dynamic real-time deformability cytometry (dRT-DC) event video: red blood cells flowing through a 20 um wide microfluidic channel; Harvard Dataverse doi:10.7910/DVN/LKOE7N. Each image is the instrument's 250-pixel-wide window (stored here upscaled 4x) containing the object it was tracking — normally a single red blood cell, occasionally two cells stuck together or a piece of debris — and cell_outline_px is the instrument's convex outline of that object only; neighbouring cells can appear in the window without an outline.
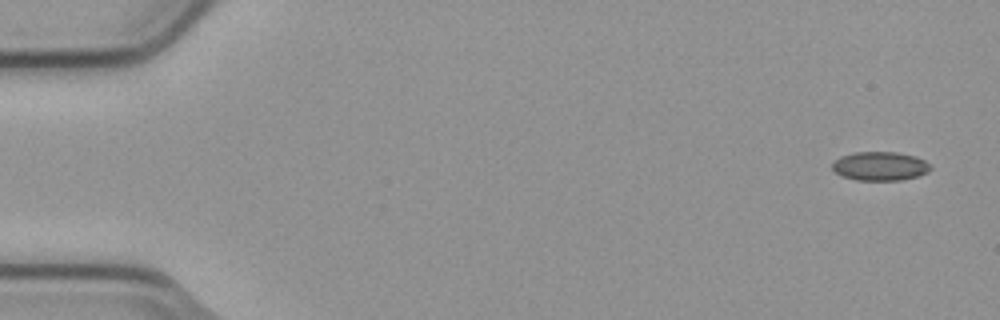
{"species": "common noctule bat (a hibernating species)", "species_latin": "Nyctalus noctula", "temperature_condition": "cold", "stored_images_in_passage": 5, "camera_frame_rate_fps": 3000, "um_per_image_px": 0.085, "animal": {"sex": "male", "body_mass_g": 23.1, "forearm_length_mm": 52.7}, "frame": {"image": 1, "passage_image": 1, "time_ms": 0.0, "image_size_px": [1000, 320], "cell_outline_px": [[932, 168], [928, 172], [916, 176], [900, 180], [856, 180], [840, 176], [832, 168], [832, 164], [840, 156], [856, 152], [896, 152], [916, 156], [932, 164]], "centroid_in_image_um": [74.82, 14.12], "position_along_channel_um": 10.2, "area_um2": 16.59}}
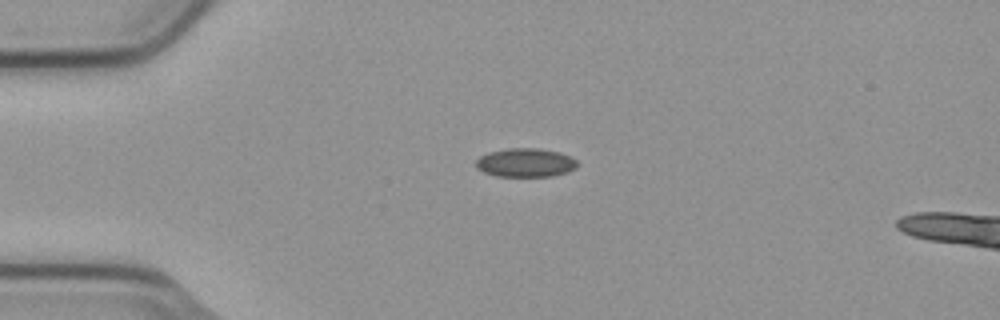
{"frame": {"image": 2, "passage_image": 4, "time_ms": 1.0, "image_size_px": [1000, 320], "cell_outline_px": [[576, 168], [568, 172], [552, 176], [496, 176], [484, 172], [476, 168], [476, 160], [480, 156], [488, 152], [508, 148], [540, 148], [560, 152], [576, 160]], "centroid_in_image_um": [44.65, 13.82], "position_along_channel_um": 40.4, "area_um2": 16.99}}